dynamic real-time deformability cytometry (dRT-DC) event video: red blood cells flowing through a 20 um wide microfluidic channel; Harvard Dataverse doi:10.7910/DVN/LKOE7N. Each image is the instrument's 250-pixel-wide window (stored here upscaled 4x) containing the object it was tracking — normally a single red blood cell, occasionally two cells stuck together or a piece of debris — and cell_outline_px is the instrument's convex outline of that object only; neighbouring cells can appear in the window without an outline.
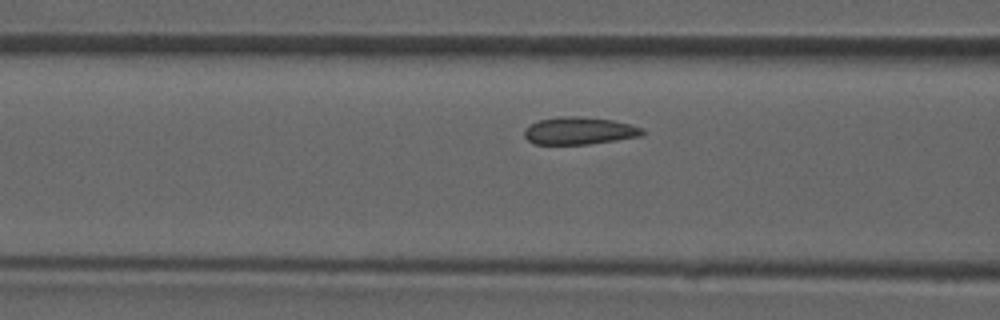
{"species": "common noctule bat (a hibernating species)", "species_latin": "Nyctalus noctula", "temperature_condition": "room temperature", "stored_images_in_passage": 42, "camera_frame_rate_fps": 3000, "um_per_image_px": 0.085, "animal": {"sex": "male", "forearm_length_mm": 52.5}, "frame": {"image": 1, "passage_image": 13, "time_ms": 4.0, "image_size_px": [1000, 320], "cell_outline_px": [[644, 132], [640, 136], [616, 140], [588, 144], [532, 144], [524, 136], [524, 128], [540, 120], [556, 116], [580, 116], [612, 120], [644, 128]], "centroid_in_image_um": [49.21, 11.11], "position_along_channel_um": 117.4, "area_um2": 18.84}}